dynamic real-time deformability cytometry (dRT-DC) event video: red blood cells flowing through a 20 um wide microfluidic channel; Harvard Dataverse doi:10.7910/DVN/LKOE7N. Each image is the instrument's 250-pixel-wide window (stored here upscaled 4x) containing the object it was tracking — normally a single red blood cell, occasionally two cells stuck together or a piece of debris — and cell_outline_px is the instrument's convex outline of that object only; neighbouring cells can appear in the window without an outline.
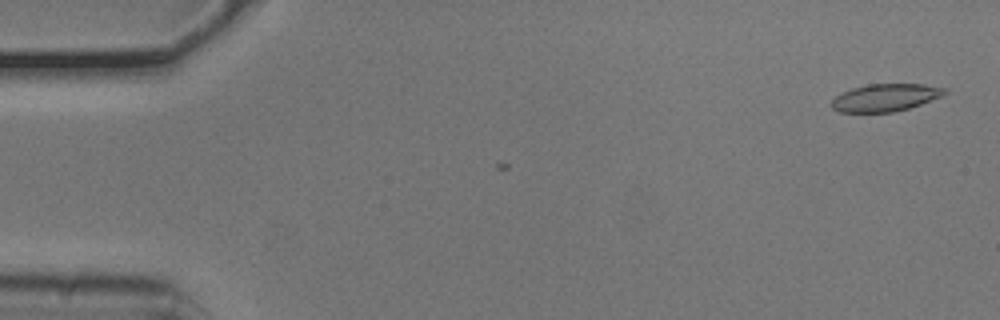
{"species": "common noctule bat (a hibernating species)", "species_latin": "Nyctalus noctula", "temperature_condition": "cold", "stored_images_in_passage": 3, "camera_frame_rate_fps": 3000, "um_per_image_px": 0.085, "animal": {"sex": "male", "body_mass_g": 20.5, "forearm_length_mm": 52.5}, "frame": {"image": 1, "passage_image": 3, "time_ms": 0.667, "image_size_px": [1000, 320], "cell_outline_px": [[948, 92], [940, 96], [920, 104], [908, 108], [892, 112], [840, 112], [832, 108], [832, 100], [836, 96], [852, 88], [868, 84], [924, 84], [948, 88]], "centroid_in_image_um": [75.27, 8.28], "position_along_channel_um": 9.7, "area_um2": 17.92}}